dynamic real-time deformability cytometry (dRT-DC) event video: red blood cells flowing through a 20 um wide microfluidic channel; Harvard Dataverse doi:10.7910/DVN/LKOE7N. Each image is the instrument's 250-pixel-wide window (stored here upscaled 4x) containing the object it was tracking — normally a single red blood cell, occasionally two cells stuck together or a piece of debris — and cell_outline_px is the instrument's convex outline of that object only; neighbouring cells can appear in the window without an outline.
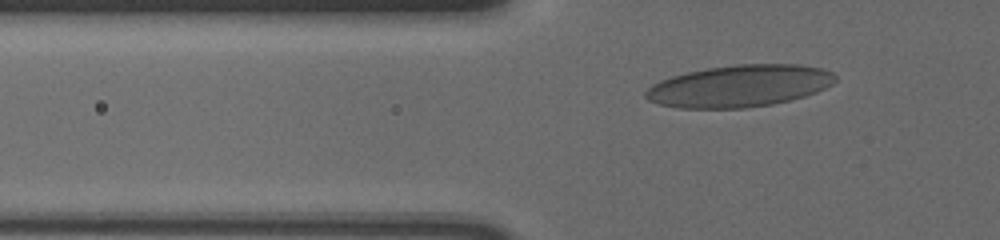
{"species": "human", "species_latin": "Homo sapiens", "temperature_condition": "cold", "stored_images_in_passage": 34, "camera_frame_rate_fps": 3000, "um_per_image_px": 0.085, "donor": {"sex": "male"}, "frame": {"image": 1, "passage_image": 2, "time_ms": 0.333, "image_size_px": [1000, 240], "cell_outline_px": [[836, 80], [832, 84], [816, 92], [804, 96], [772, 104], [744, 108], [680, 108], [660, 104], [648, 100], [644, 96], [644, 92], [652, 84], [660, 80], [672, 76], [688, 72], [708, 68], [736, 64], [800, 64], [820, 68], [832, 72], [836, 76]], "centroid_in_image_um": [62.84, 7.3], "position_along_channel_um": 63.0, "area_um2": 46.24}}
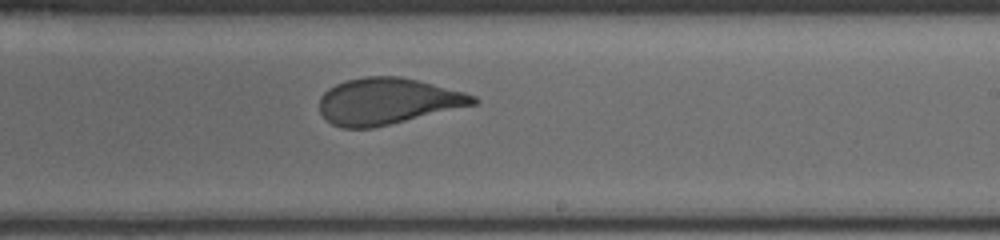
{"frame": {"image": 2, "passage_image": 19, "time_ms": 6.0, "image_size_px": [1000, 240], "cell_outline_px": [[480, 100], [476, 104], [372, 128], [340, 128], [332, 124], [320, 112], [320, 96], [328, 88], [336, 84], [348, 80], [364, 76], [400, 76], [464, 92], [476, 96]], "centroid_in_image_um": [32.92, 8.6], "position_along_channel_um": 256.1, "area_um2": 41.21}}
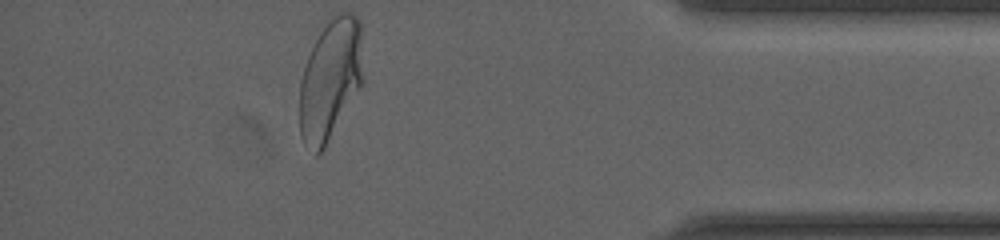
{"frame": {"image": 3, "passage_image": 34, "time_ms": 11.0, "image_size_px": [1000, 240], "cell_outline_px": [[364, 80], [324, 148], [316, 156], [300, 136], [300, 80], [308, 56], [328, 16], [340, 12], [352, 12], [360, 20]], "centroid_in_image_um": [28.09, 6.7], "position_along_channel_um": 407.1, "area_um2": 44.85}, "authors_computed_cell_mechanics": {"area_um2": 42.6564, "velocity_mm_per_s": 3.6194, "shape_relaxation_time_tau1_ms": 8.3146, "shape_relaxation_time_tau2_ms": null, "deformation_change_tau1": 0.2169, "deformation_change_tau2": null}}